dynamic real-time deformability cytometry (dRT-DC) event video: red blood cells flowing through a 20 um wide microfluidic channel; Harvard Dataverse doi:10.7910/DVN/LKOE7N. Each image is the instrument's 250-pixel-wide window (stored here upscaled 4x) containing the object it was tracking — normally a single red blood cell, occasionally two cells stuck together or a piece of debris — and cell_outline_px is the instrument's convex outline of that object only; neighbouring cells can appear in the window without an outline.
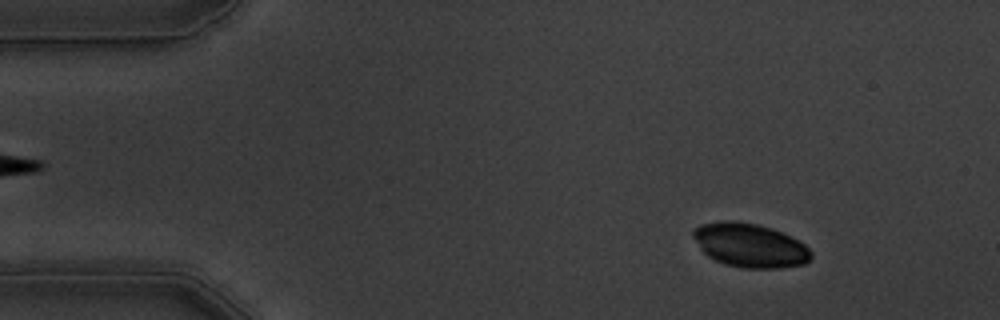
{"species": "common noctule bat (a hibernating species)", "species_latin": "Nyctalus noctula", "temperature_condition": "warm", "stored_images_in_passage": 55, "camera_frame_rate_fps": 3000, "um_per_image_px": 0.085, "animal": {"sex": "male", "body_mass_g": 19.5, "forearm_length_mm": 54.6}, "frame": {"image": 1, "passage_image": 6, "time_ms": 1.667, "image_size_px": [1000, 320], "cell_outline_px": [[812, 256], [804, 264], [784, 268], [740, 268], [724, 264], [708, 256], [700, 248], [692, 236], [692, 228], [700, 224], [724, 220], [732, 220], [756, 224], [772, 228], [800, 240], [812, 252]], "centroid_in_image_um": [63.73, 20.85], "position_along_channel_um": 21.3, "area_um2": 30.46}}
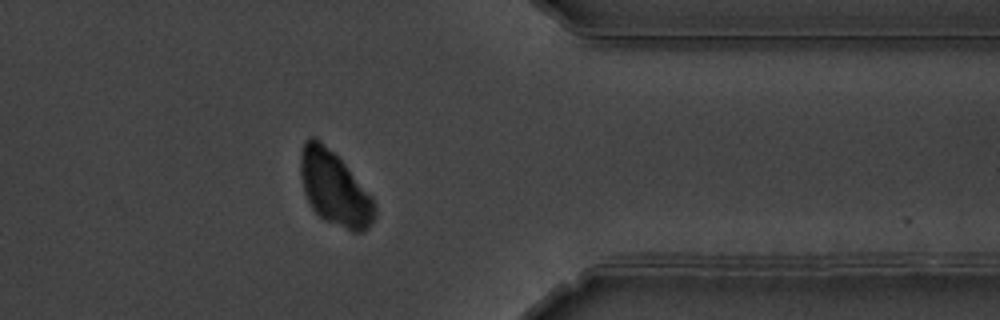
{"frame": {"image": 2, "passage_image": 44, "time_ms": 14.333, "image_size_px": [1000, 320], "cell_outline_px": [[376, 216], [368, 228], [364, 232], [352, 232], [324, 220], [312, 208], [304, 192], [300, 176], [300, 152], [304, 140], [308, 136], [312, 136], [320, 140], [344, 164], [372, 196], [376, 208]], "centroid_in_image_um": [28.42, 16.03], "position_along_channel_um": 383.0, "area_um2": 32.02}}
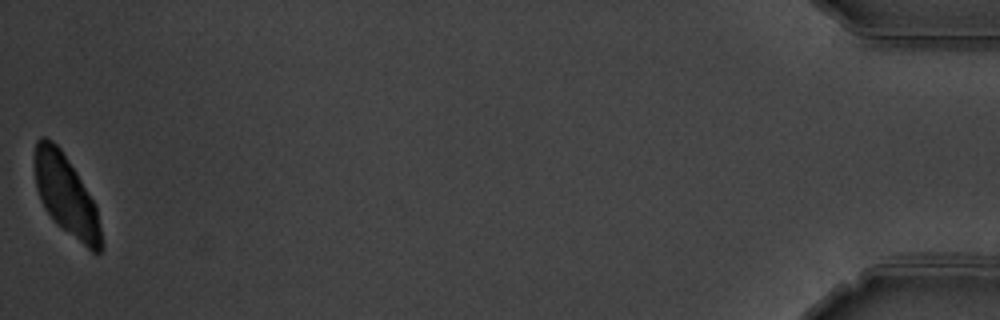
{"frame": {"image": 3, "passage_image": 55, "time_ms": 18.0, "image_size_px": [1000, 320], "cell_outline_px": [[104, 248], [100, 252], [92, 252], [64, 228], [48, 212], [40, 200], [36, 188], [36, 140], [40, 136], [44, 136], [52, 140], [60, 148], [76, 172], [96, 204], [104, 244]], "centroid_in_image_um": [5.66, 16.6], "position_along_channel_um": 429.5, "area_um2": 30.46}}